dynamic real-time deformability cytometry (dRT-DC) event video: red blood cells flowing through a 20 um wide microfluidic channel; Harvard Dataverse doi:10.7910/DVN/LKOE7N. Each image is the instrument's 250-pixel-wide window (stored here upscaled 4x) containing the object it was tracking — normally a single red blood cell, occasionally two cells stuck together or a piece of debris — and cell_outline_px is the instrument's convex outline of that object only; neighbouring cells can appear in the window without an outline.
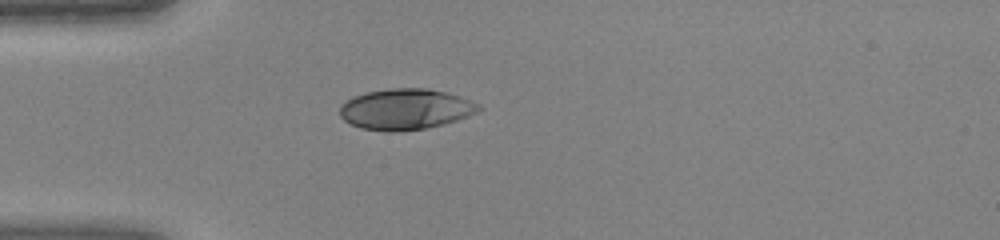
{"species": "human", "species_latin": "Homo sapiens", "temperature_condition": "warm", "stored_images_in_passage": 33, "camera_frame_rate_fps": 3000, "um_per_image_px": 0.085, "donor": {"sex": "female"}, "frame": {"image": 1, "passage_image": 1, "time_ms": 0.0, "image_size_px": [1000, 240], "cell_outline_px": [[480, 108], [476, 112], [468, 116], [444, 124], [424, 128], [392, 132], [388, 132], [360, 128], [344, 120], [340, 116], [340, 108], [348, 100], [356, 96], [368, 92], [392, 88], [428, 88], [460, 96], [480, 104]], "centroid_in_image_um": [34.48, 9.28], "position_along_channel_um": 50.5, "area_um2": 32.66}}
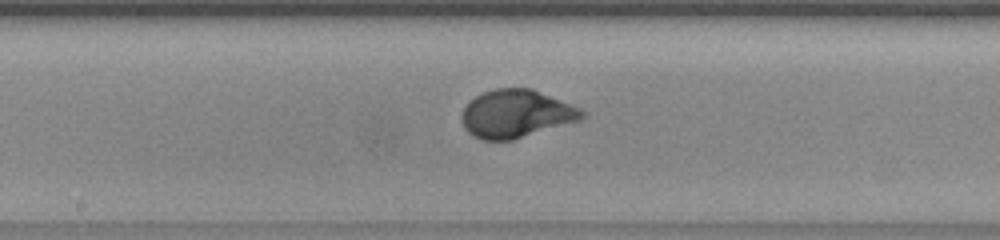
{"frame": {"image": 2, "passage_image": 12, "time_ms": 3.667, "image_size_px": [1000, 240], "cell_outline_px": [[588, 116], [580, 120], [512, 140], [480, 140], [472, 136], [464, 128], [460, 120], [460, 116], [468, 100], [484, 92], [496, 88], [532, 88], [580, 108], [588, 112]], "centroid_in_image_um": [43.86, 9.67], "position_along_channel_um": 204.3, "area_um2": 33.87}}
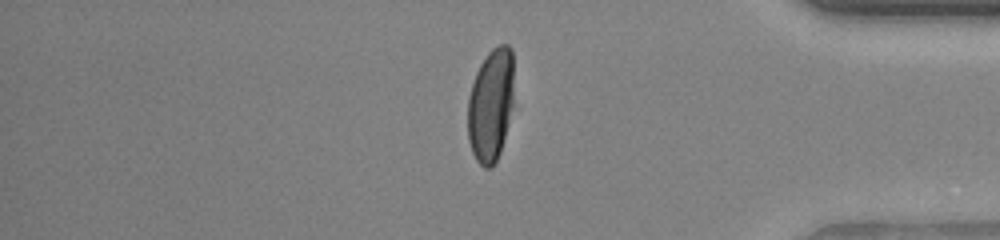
{"frame": {"image": 3, "passage_image": 26, "time_ms": 8.333, "image_size_px": [1000, 240], "cell_outline_px": [[512, 104], [500, 152], [492, 168], [484, 168], [476, 160], [472, 152], [468, 140], [468, 96], [476, 72], [480, 64], [488, 52], [492, 48], [500, 44], [508, 44], [512, 48]], "centroid_in_image_um": [41.69, 8.92], "position_along_channel_um": 393.5, "area_um2": 30.11}}